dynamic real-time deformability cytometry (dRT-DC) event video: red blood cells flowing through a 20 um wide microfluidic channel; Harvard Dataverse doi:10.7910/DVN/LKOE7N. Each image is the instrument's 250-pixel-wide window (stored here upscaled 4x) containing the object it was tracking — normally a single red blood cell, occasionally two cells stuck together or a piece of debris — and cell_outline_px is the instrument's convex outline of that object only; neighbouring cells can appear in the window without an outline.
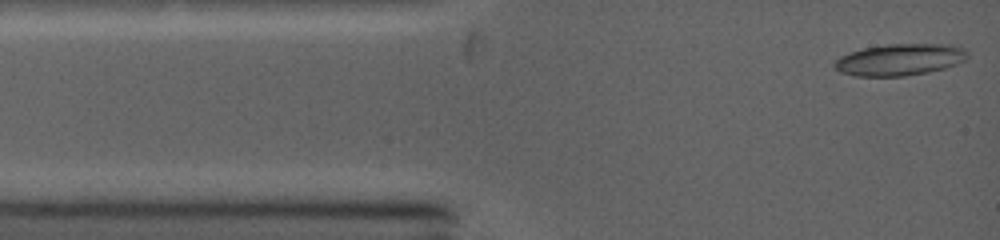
{"species": "common noctule bat (a hibernating species)", "species_latin": "Nyctalus noctula", "temperature_condition": "warm", "stored_images_in_passage": 38, "camera_frame_rate_fps": 5000, "um_per_image_px": 0.085, "animal": {"sex": "female", "body_mass_g": 19.0, "forearm_length_mm": 53.3}, "frame": {"image": 1, "passage_image": 1, "time_ms": 0.0, "image_size_px": [1000, 240], "cell_outline_px": [[968, 56], [964, 60], [956, 64], [944, 68], [928, 72], [904, 76], [856, 76], [840, 72], [832, 64], [840, 56], [864, 48], [888, 44], [960, 44], [968, 52]], "centroid_in_image_um": [76.52, 5.06], "position_along_channel_um": 8.5, "area_um2": 24.62}}
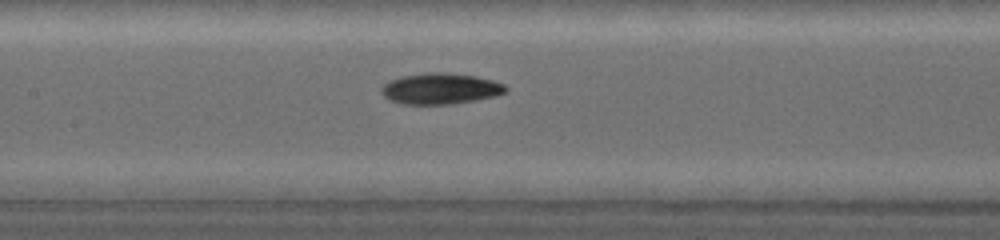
{"frame": {"image": 2, "passage_image": 16, "time_ms": 5.0, "image_size_px": [1000, 240], "cell_outline_px": [[508, 88], [504, 92], [492, 96], [476, 100], [452, 104], [404, 104], [388, 100], [380, 92], [380, 88], [384, 84], [392, 80], [404, 76], [432, 72], [440, 72], [476, 76], [492, 80], [504, 84]], "centroid_in_image_um": [37.41, 7.54], "position_along_channel_um": 170.0, "area_um2": 22.2}}
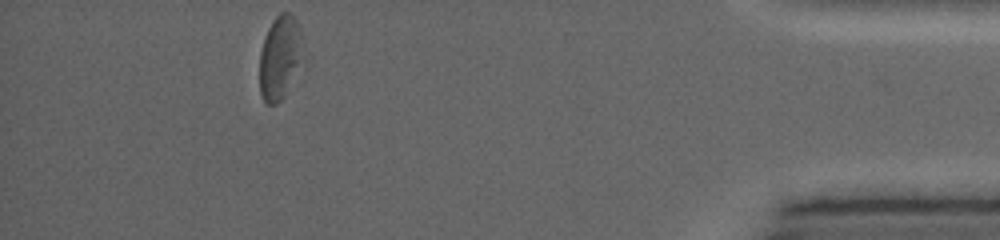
{"frame": {"image": 3, "passage_image": 38, "time_ms": 12.2, "image_size_px": [1000, 240], "cell_outline_px": [[304, 60], [284, 96], [276, 104], [264, 104], [260, 92], [260, 52], [268, 28], [272, 20], [280, 12], [288, 12], [296, 20], [300, 28]], "centroid_in_image_um": [23.81, 4.89], "position_along_channel_um": 411.4, "area_um2": 21.39}, "authors_computed_cell_mechanics": {"area_um2": 21.5594, "velocity_mm_per_s": 4.2323, "shape_relaxation_time_tau1_ms": 3.0937, "shape_relaxation_time_tau2_ms": null, "deformation_change_tau1": 0.1052, "deformation_change_tau2": null}}